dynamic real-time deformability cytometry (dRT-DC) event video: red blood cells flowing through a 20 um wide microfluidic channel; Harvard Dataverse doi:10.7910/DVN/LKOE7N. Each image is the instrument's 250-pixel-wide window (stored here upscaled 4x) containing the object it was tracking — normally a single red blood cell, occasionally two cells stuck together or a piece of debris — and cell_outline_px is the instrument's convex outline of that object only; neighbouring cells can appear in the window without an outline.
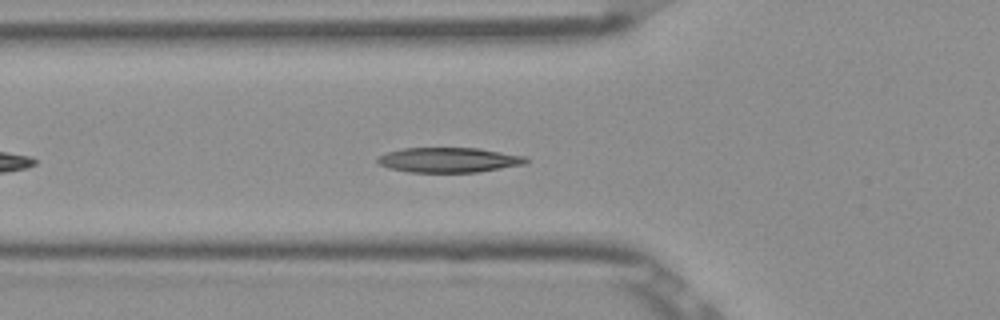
{"species": "Egyptian fruit bat (a non-hibernating species)", "species_latin": "Rousettus aegyptiacus", "temperature_condition": "room temperature", "stored_images_in_passage": 27, "camera_frame_rate_fps": 3000, "um_per_image_px": 0.085, "frame": {"image": 1, "passage_image": 7, "time_ms": 2.0, "image_size_px": [1000, 320], "cell_outline_px": [[528, 160], [524, 164], [476, 172], [408, 172], [388, 168], [380, 164], [376, 160], [380, 156], [388, 152], [400, 148], [480, 148], [528, 156]], "centroid_in_image_um": [38.16, 13.59], "position_along_channel_um": 87.6, "area_um2": 21.56}}
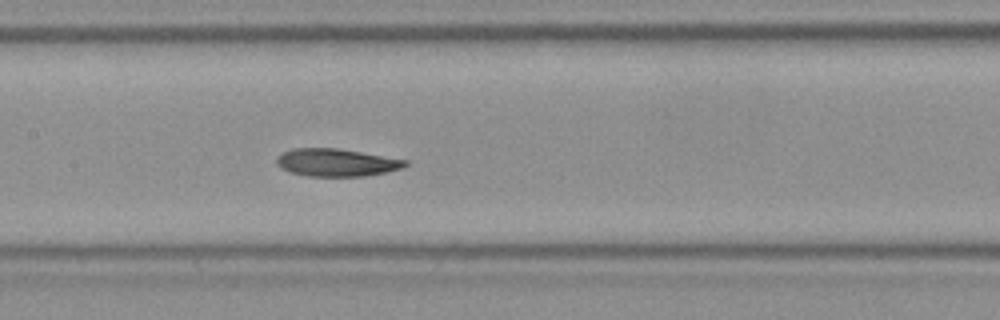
{"frame": {"image": 2, "passage_image": 14, "time_ms": 4.333, "image_size_px": [1000, 320], "cell_outline_px": [[408, 164], [404, 168], [364, 176], [308, 176], [292, 172], [280, 168], [276, 164], [276, 156], [280, 152], [292, 148], [336, 148], [408, 160]], "centroid_in_image_um": [28.55, 13.8], "position_along_channel_um": 178.8, "area_um2": 20.75}}
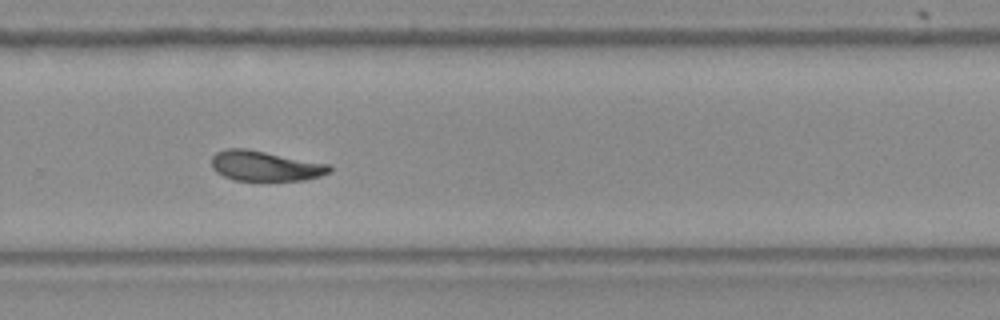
{"frame": {"image": 3, "passage_image": 24, "time_ms": 7.667, "image_size_px": [1000, 320], "cell_outline_px": [[332, 172], [320, 176], [304, 180], [236, 180], [224, 176], [216, 172], [212, 168], [212, 156], [216, 152], [228, 148], [244, 148], [332, 164]], "centroid_in_image_um": [22.58, 14.1], "position_along_channel_um": 307.2, "area_um2": 20.75}}